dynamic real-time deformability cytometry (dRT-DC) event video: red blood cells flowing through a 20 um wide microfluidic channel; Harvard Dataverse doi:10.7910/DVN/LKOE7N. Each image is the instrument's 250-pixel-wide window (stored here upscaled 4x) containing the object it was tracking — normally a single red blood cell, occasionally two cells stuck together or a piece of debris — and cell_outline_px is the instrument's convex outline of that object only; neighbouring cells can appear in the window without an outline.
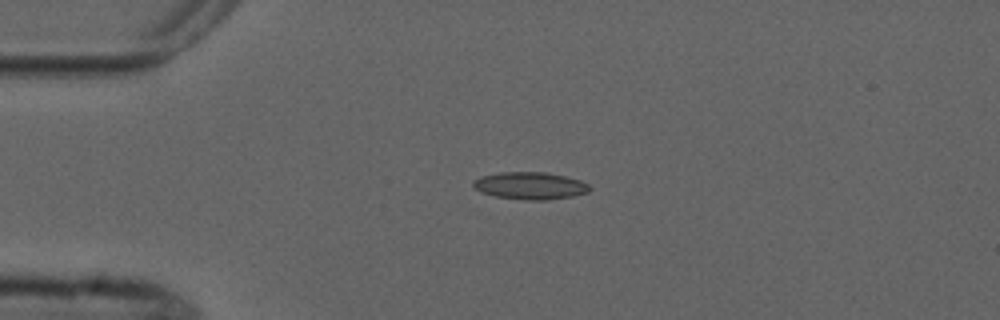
{"species": "common noctule bat (a hibernating species)", "species_latin": "Nyctalus noctula", "temperature_condition": "cold", "stored_images_in_passage": 1, "camera_frame_rate_fps": 3000, "um_per_image_px": 0.085, "animal": {"sex": "male", "forearm_length_mm": 52.5}, "frame": {"image": 1, "passage_image": 1, "time_ms": 0.0, "image_size_px": [1000, 320], "cell_outline_px": [[592, 188], [588, 192], [572, 196], [548, 200], [524, 200], [496, 196], [480, 192], [472, 184], [480, 176], [500, 172], [544, 172], [564, 176], [580, 180], [588, 184]], "centroid_in_image_um": [45.08, 15.79], "position_along_channel_um": 39.9, "area_um2": 18.44}}